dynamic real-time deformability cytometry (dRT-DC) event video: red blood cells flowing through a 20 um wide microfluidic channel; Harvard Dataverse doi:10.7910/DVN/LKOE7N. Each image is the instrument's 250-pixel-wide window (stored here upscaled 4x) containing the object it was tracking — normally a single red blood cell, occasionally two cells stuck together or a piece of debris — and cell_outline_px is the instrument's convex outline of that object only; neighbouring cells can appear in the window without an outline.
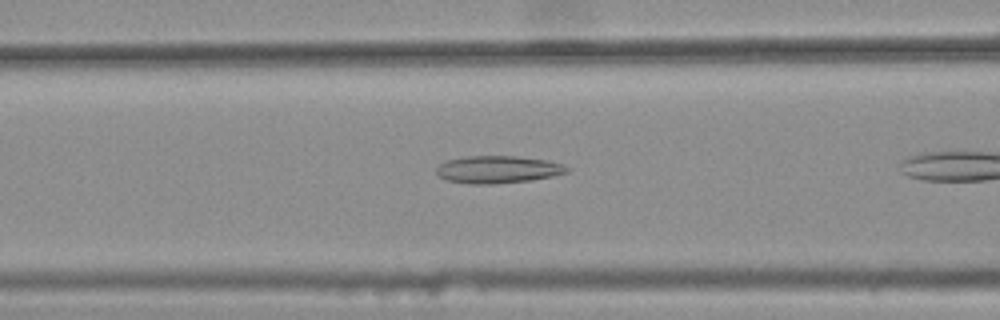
{"species": "common noctule bat (a hibernating species)", "species_latin": "Nyctalus noctula", "temperature_condition": "warm", "stored_images_in_passage": 8, "camera_frame_rate_fps": 3000, "um_per_image_px": 0.085, "animal": {"sex": "female", "body_mass_g": 25.1}, "frame": {"image": 1, "passage_image": 6, "time_ms": 1.667, "image_size_px": [1000, 320], "cell_outline_px": [[568, 172], [552, 176], [532, 180], [492, 184], [468, 184], [448, 180], [440, 176], [436, 172], [436, 168], [440, 164], [448, 160], [468, 156], [516, 156], [544, 160], [560, 164], [568, 168]], "centroid_in_image_um": [42.29, 14.41], "position_along_channel_um": 124.3, "area_um2": 20.58}}